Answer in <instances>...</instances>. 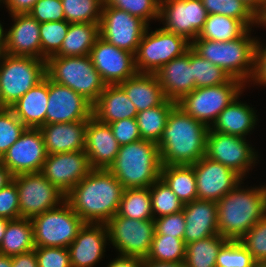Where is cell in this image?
Instances as JSON below:
<instances>
[{"label":"cell","mask_w":266,"mask_h":267,"mask_svg":"<svg viewBox=\"0 0 266 267\" xmlns=\"http://www.w3.org/2000/svg\"><path fill=\"white\" fill-rule=\"evenodd\" d=\"M124 188L108 169H92L65 196L85 222L106 224L118 212Z\"/></svg>","instance_id":"6da1fadb"},{"label":"cell","mask_w":266,"mask_h":267,"mask_svg":"<svg viewBox=\"0 0 266 267\" xmlns=\"http://www.w3.org/2000/svg\"><path fill=\"white\" fill-rule=\"evenodd\" d=\"M210 127L175 106L157 143L162 165H192L206 154Z\"/></svg>","instance_id":"7a4b0ae2"},{"label":"cell","mask_w":266,"mask_h":267,"mask_svg":"<svg viewBox=\"0 0 266 267\" xmlns=\"http://www.w3.org/2000/svg\"><path fill=\"white\" fill-rule=\"evenodd\" d=\"M241 184L216 202L218 231L228 240H240L266 216V185L244 189Z\"/></svg>","instance_id":"3957f363"},{"label":"cell","mask_w":266,"mask_h":267,"mask_svg":"<svg viewBox=\"0 0 266 267\" xmlns=\"http://www.w3.org/2000/svg\"><path fill=\"white\" fill-rule=\"evenodd\" d=\"M248 29L240 38L227 42L195 39L191 49L203 59L220 67L231 78L251 82L255 69V50L258 39L251 37Z\"/></svg>","instance_id":"277c9868"},{"label":"cell","mask_w":266,"mask_h":267,"mask_svg":"<svg viewBox=\"0 0 266 267\" xmlns=\"http://www.w3.org/2000/svg\"><path fill=\"white\" fill-rule=\"evenodd\" d=\"M161 168L157 143L141 139L120 146L108 170L127 189L151 187L160 178Z\"/></svg>","instance_id":"5b68a950"},{"label":"cell","mask_w":266,"mask_h":267,"mask_svg":"<svg viewBox=\"0 0 266 267\" xmlns=\"http://www.w3.org/2000/svg\"><path fill=\"white\" fill-rule=\"evenodd\" d=\"M46 75L54 82L67 86L94 104L106 83L87 56H51L46 60Z\"/></svg>","instance_id":"8992f818"},{"label":"cell","mask_w":266,"mask_h":267,"mask_svg":"<svg viewBox=\"0 0 266 267\" xmlns=\"http://www.w3.org/2000/svg\"><path fill=\"white\" fill-rule=\"evenodd\" d=\"M35 247H64L77 237L85 222L65 200L59 206L31 219Z\"/></svg>","instance_id":"52a82bcc"},{"label":"cell","mask_w":266,"mask_h":267,"mask_svg":"<svg viewBox=\"0 0 266 267\" xmlns=\"http://www.w3.org/2000/svg\"><path fill=\"white\" fill-rule=\"evenodd\" d=\"M45 76V60L5 53L0 64V90L4 105L10 108Z\"/></svg>","instance_id":"ba28073f"},{"label":"cell","mask_w":266,"mask_h":267,"mask_svg":"<svg viewBox=\"0 0 266 267\" xmlns=\"http://www.w3.org/2000/svg\"><path fill=\"white\" fill-rule=\"evenodd\" d=\"M245 87L242 81L231 78L218 86L195 88L177 102V106L195 120L211 127L219 114L236 97L241 96Z\"/></svg>","instance_id":"9c48e42d"},{"label":"cell","mask_w":266,"mask_h":267,"mask_svg":"<svg viewBox=\"0 0 266 267\" xmlns=\"http://www.w3.org/2000/svg\"><path fill=\"white\" fill-rule=\"evenodd\" d=\"M148 29L149 26L134 55L138 73H155L164 64L183 56L191 48V42L181 35L168 32L163 28L149 33Z\"/></svg>","instance_id":"30bf717a"},{"label":"cell","mask_w":266,"mask_h":267,"mask_svg":"<svg viewBox=\"0 0 266 267\" xmlns=\"http://www.w3.org/2000/svg\"><path fill=\"white\" fill-rule=\"evenodd\" d=\"M108 241L118 254L145 259L155 234L154 219L137 220L116 214L106 224Z\"/></svg>","instance_id":"8fae6325"},{"label":"cell","mask_w":266,"mask_h":267,"mask_svg":"<svg viewBox=\"0 0 266 267\" xmlns=\"http://www.w3.org/2000/svg\"><path fill=\"white\" fill-rule=\"evenodd\" d=\"M13 180L18 189L20 218L32 219L65 201L66 195L41 172L18 174Z\"/></svg>","instance_id":"7c38bea8"},{"label":"cell","mask_w":266,"mask_h":267,"mask_svg":"<svg viewBox=\"0 0 266 267\" xmlns=\"http://www.w3.org/2000/svg\"><path fill=\"white\" fill-rule=\"evenodd\" d=\"M206 157L229 167L245 178L258 155L246 138L213 131L207 134ZM247 172V173H246Z\"/></svg>","instance_id":"4fadbf2b"},{"label":"cell","mask_w":266,"mask_h":267,"mask_svg":"<svg viewBox=\"0 0 266 267\" xmlns=\"http://www.w3.org/2000/svg\"><path fill=\"white\" fill-rule=\"evenodd\" d=\"M148 25L126 11L103 6L99 22L100 37L108 43L135 55Z\"/></svg>","instance_id":"5bb4252c"},{"label":"cell","mask_w":266,"mask_h":267,"mask_svg":"<svg viewBox=\"0 0 266 267\" xmlns=\"http://www.w3.org/2000/svg\"><path fill=\"white\" fill-rule=\"evenodd\" d=\"M208 13L201 0H160L163 29L192 42L202 30Z\"/></svg>","instance_id":"9a60e30c"},{"label":"cell","mask_w":266,"mask_h":267,"mask_svg":"<svg viewBox=\"0 0 266 267\" xmlns=\"http://www.w3.org/2000/svg\"><path fill=\"white\" fill-rule=\"evenodd\" d=\"M47 157L43 135L39 128H26L7 150L0 162L13 176L40 172Z\"/></svg>","instance_id":"2e32d148"},{"label":"cell","mask_w":266,"mask_h":267,"mask_svg":"<svg viewBox=\"0 0 266 267\" xmlns=\"http://www.w3.org/2000/svg\"><path fill=\"white\" fill-rule=\"evenodd\" d=\"M93 116V104L71 88L48 77L46 124L88 121Z\"/></svg>","instance_id":"e0dca14e"},{"label":"cell","mask_w":266,"mask_h":267,"mask_svg":"<svg viewBox=\"0 0 266 267\" xmlns=\"http://www.w3.org/2000/svg\"><path fill=\"white\" fill-rule=\"evenodd\" d=\"M92 170L84 150L49 154L41 173L63 194H67Z\"/></svg>","instance_id":"ac0fdd59"},{"label":"cell","mask_w":266,"mask_h":267,"mask_svg":"<svg viewBox=\"0 0 266 267\" xmlns=\"http://www.w3.org/2000/svg\"><path fill=\"white\" fill-rule=\"evenodd\" d=\"M192 166L195 172L198 200L217 202L244 180L234 170L206 156Z\"/></svg>","instance_id":"d6986e66"},{"label":"cell","mask_w":266,"mask_h":267,"mask_svg":"<svg viewBox=\"0 0 266 267\" xmlns=\"http://www.w3.org/2000/svg\"><path fill=\"white\" fill-rule=\"evenodd\" d=\"M90 57L106 85H117L137 73L134 54L119 49L101 37L94 43Z\"/></svg>","instance_id":"ffe728a7"},{"label":"cell","mask_w":266,"mask_h":267,"mask_svg":"<svg viewBox=\"0 0 266 267\" xmlns=\"http://www.w3.org/2000/svg\"><path fill=\"white\" fill-rule=\"evenodd\" d=\"M108 239L105 224L85 223L68 251L72 267H94L103 257Z\"/></svg>","instance_id":"44dd1931"},{"label":"cell","mask_w":266,"mask_h":267,"mask_svg":"<svg viewBox=\"0 0 266 267\" xmlns=\"http://www.w3.org/2000/svg\"><path fill=\"white\" fill-rule=\"evenodd\" d=\"M119 148L109 124L99 122L93 116L88 119L84 151L92 169H109Z\"/></svg>","instance_id":"7402d4cb"},{"label":"cell","mask_w":266,"mask_h":267,"mask_svg":"<svg viewBox=\"0 0 266 267\" xmlns=\"http://www.w3.org/2000/svg\"><path fill=\"white\" fill-rule=\"evenodd\" d=\"M155 75L167 100L179 102L185 95L195 89L192 72V49L183 56L164 64Z\"/></svg>","instance_id":"603a6c76"},{"label":"cell","mask_w":266,"mask_h":267,"mask_svg":"<svg viewBox=\"0 0 266 267\" xmlns=\"http://www.w3.org/2000/svg\"><path fill=\"white\" fill-rule=\"evenodd\" d=\"M14 24L5 32V53L41 59L40 23L30 14H13Z\"/></svg>","instance_id":"cb8c5ba5"},{"label":"cell","mask_w":266,"mask_h":267,"mask_svg":"<svg viewBox=\"0 0 266 267\" xmlns=\"http://www.w3.org/2000/svg\"><path fill=\"white\" fill-rule=\"evenodd\" d=\"M182 210L185 218V244L219 234L215 201L197 199L184 204Z\"/></svg>","instance_id":"d4e9b609"},{"label":"cell","mask_w":266,"mask_h":267,"mask_svg":"<svg viewBox=\"0 0 266 267\" xmlns=\"http://www.w3.org/2000/svg\"><path fill=\"white\" fill-rule=\"evenodd\" d=\"M88 121L44 124L39 129L43 135L47 155L85 150Z\"/></svg>","instance_id":"484cf974"},{"label":"cell","mask_w":266,"mask_h":267,"mask_svg":"<svg viewBox=\"0 0 266 267\" xmlns=\"http://www.w3.org/2000/svg\"><path fill=\"white\" fill-rule=\"evenodd\" d=\"M137 114L136 107L118 84L106 85L93 104V117L105 124L136 118Z\"/></svg>","instance_id":"4316f807"},{"label":"cell","mask_w":266,"mask_h":267,"mask_svg":"<svg viewBox=\"0 0 266 267\" xmlns=\"http://www.w3.org/2000/svg\"><path fill=\"white\" fill-rule=\"evenodd\" d=\"M48 103V76L29 89L10 109L27 128L46 124Z\"/></svg>","instance_id":"83f0119b"},{"label":"cell","mask_w":266,"mask_h":267,"mask_svg":"<svg viewBox=\"0 0 266 267\" xmlns=\"http://www.w3.org/2000/svg\"><path fill=\"white\" fill-rule=\"evenodd\" d=\"M137 111L163 104L167 98L155 73H136L131 78L118 84Z\"/></svg>","instance_id":"f1b7e54d"},{"label":"cell","mask_w":266,"mask_h":267,"mask_svg":"<svg viewBox=\"0 0 266 267\" xmlns=\"http://www.w3.org/2000/svg\"><path fill=\"white\" fill-rule=\"evenodd\" d=\"M236 97L218 116L210 127L213 131L246 138L257 125L254 108L238 101ZM257 117V118H256Z\"/></svg>","instance_id":"f546056e"},{"label":"cell","mask_w":266,"mask_h":267,"mask_svg":"<svg viewBox=\"0 0 266 267\" xmlns=\"http://www.w3.org/2000/svg\"><path fill=\"white\" fill-rule=\"evenodd\" d=\"M99 37V23H71L60 50L54 56L90 55Z\"/></svg>","instance_id":"4dcf8cb0"},{"label":"cell","mask_w":266,"mask_h":267,"mask_svg":"<svg viewBox=\"0 0 266 267\" xmlns=\"http://www.w3.org/2000/svg\"><path fill=\"white\" fill-rule=\"evenodd\" d=\"M34 234L31 219L9 220L2 242L0 254L15 256L34 250Z\"/></svg>","instance_id":"1f68e13d"},{"label":"cell","mask_w":266,"mask_h":267,"mask_svg":"<svg viewBox=\"0 0 266 267\" xmlns=\"http://www.w3.org/2000/svg\"><path fill=\"white\" fill-rule=\"evenodd\" d=\"M160 177L183 205L197 200V185L192 165H162Z\"/></svg>","instance_id":"d6a6232c"},{"label":"cell","mask_w":266,"mask_h":267,"mask_svg":"<svg viewBox=\"0 0 266 267\" xmlns=\"http://www.w3.org/2000/svg\"><path fill=\"white\" fill-rule=\"evenodd\" d=\"M177 103L166 100L163 104L138 112L136 116L141 139L158 143L167 118Z\"/></svg>","instance_id":"836d02e7"},{"label":"cell","mask_w":266,"mask_h":267,"mask_svg":"<svg viewBox=\"0 0 266 267\" xmlns=\"http://www.w3.org/2000/svg\"><path fill=\"white\" fill-rule=\"evenodd\" d=\"M228 241L220 234L186 244V267H216V258L222 246Z\"/></svg>","instance_id":"e575fe53"},{"label":"cell","mask_w":266,"mask_h":267,"mask_svg":"<svg viewBox=\"0 0 266 267\" xmlns=\"http://www.w3.org/2000/svg\"><path fill=\"white\" fill-rule=\"evenodd\" d=\"M248 28L240 21L224 15H208L196 39L227 42L240 38Z\"/></svg>","instance_id":"d590c367"},{"label":"cell","mask_w":266,"mask_h":267,"mask_svg":"<svg viewBox=\"0 0 266 267\" xmlns=\"http://www.w3.org/2000/svg\"><path fill=\"white\" fill-rule=\"evenodd\" d=\"M117 214L130 219H154L150 187L124 189Z\"/></svg>","instance_id":"8d00e7d4"},{"label":"cell","mask_w":266,"mask_h":267,"mask_svg":"<svg viewBox=\"0 0 266 267\" xmlns=\"http://www.w3.org/2000/svg\"><path fill=\"white\" fill-rule=\"evenodd\" d=\"M208 15H224L240 20L248 29L258 24V16L241 0H201Z\"/></svg>","instance_id":"74e56055"},{"label":"cell","mask_w":266,"mask_h":267,"mask_svg":"<svg viewBox=\"0 0 266 267\" xmlns=\"http://www.w3.org/2000/svg\"><path fill=\"white\" fill-rule=\"evenodd\" d=\"M185 249L183 238L154 234L146 259L156 262H184Z\"/></svg>","instance_id":"f35d334b"},{"label":"cell","mask_w":266,"mask_h":267,"mask_svg":"<svg viewBox=\"0 0 266 267\" xmlns=\"http://www.w3.org/2000/svg\"><path fill=\"white\" fill-rule=\"evenodd\" d=\"M68 23H99L104 0H61Z\"/></svg>","instance_id":"ab89813d"},{"label":"cell","mask_w":266,"mask_h":267,"mask_svg":"<svg viewBox=\"0 0 266 267\" xmlns=\"http://www.w3.org/2000/svg\"><path fill=\"white\" fill-rule=\"evenodd\" d=\"M150 193L154 219L182 211V202L161 177L152 184Z\"/></svg>","instance_id":"60d3db41"},{"label":"cell","mask_w":266,"mask_h":267,"mask_svg":"<svg viewBox=\"0 0 266 267\" xmlns=\"http://www.w3.org/2000/svg\"><path fill=\"white\" fill-rule=\"evenodd\" d=\"M192 72L195 88L218 86L227 83L231 77L220 67L203 59L192 50Z\"/></svg>","instance_id":"b9f144b4"},{"label":"cell","mask_w":266,"mask_h":267,"mask_svg":"<svg viewBox=\"0 0 266 267\" xmlns=\"http://www.w3.org/2000/svg\"><path fill=\"white\" fill-rule=\"evenodd\" d=\"M70 23L65 20L40 23L41 59L47 60L61 48Z\"/></svg>","instance_id":"7bdbcfd3"},{"label":"cell","mask_w":266,"mask_h":267,"mask_svg":"<svg viewBox=\"0 0 266 267\" xmlns=\"http://www.w3.org/2000/svg\"><path fill=\"white\" fill-rule=\"evenodd\" d=\"M256 264L240 240H228L216 258V267H254Z\"/></svg>","instance_id":"ee69618b"},{"label":"cell","mask_w":266,"mask_h":267,"mask_svg":"<svg viewBox=\"0 0 266 267\" xmlns=\"http://www.w3.org/2000/svg\"><path fill=\"white\" fill-rule=\"evenodd\" d=\"M103 6L114 7L142 19L148 26L151 19L159 20L160 0H104Z\"/></svg>","instance_id":"f6af8a7d"},{"label":"cell","mask_w":266,"mask_h":267,"mask_svg":"<svg viewBox=\"0 0 266 267\" xmlns=\"http://www.w3.org/2000/svg\"><path fill=\"white\" fill-rule=\"evenodd\" d=\"M26 128L10 108L0 110V159Z\"/></svg>","instance_id":"bcb514c9"},{"label":"cell","mask_w":266,"mask_h":267,"mask_svg":"<svg viewBox=\"0 0 266 267\" xmlns=\"http://www.w3.org/2000/svg\"><path fill=\"white\" fill-rule=\"evenodd\" d=\"M257 263H266V216L240 239Z\"/></svg>","instance_id":"7dc6e473"},{"label":"cell","mask_w":266,"mask_h":267,"mask_svg":"<svg viewBox=\"0 0 266 267\" xmlns=\"http://www.w3.org/2000/svg\"><path fill=\"white\" fill-rule=\"evenodd\" d=\"M38 267H72L68 248L35 247Z\"/></svg>","instance_id":"c3c4849f"},{"label":"cell","mask_w":266,"mask_h":267,"mask_svg":"<svg viewBox=\"0 0 266 267\" xmlns=\"http://www.w3.org/2000/svg\"><path fill=\"white\" fill-rule=\"evenodd\" d=\"M28 14L39 23L65 20L61 0H38Z\"/></svg>","instance_id":"681fc988"},{"label":"cell","mask_w":266,"mask_h":267,"mask_svg":"<svg viewBox=\"0 0 266 267\" xmlns=\"http://www.w3.org/2000/svg\"><path fill=\"white\" fill-rule=\"evenodd\" d=\"M0 217L9 220L20 218L19 195L14 180L0 190Z\"/></svg>","instance_id":"f907efd6"},{"label":"cell","mask_w":266,"mask_h":267,"mask_svg":"<svg viewBox=\"0 0 266 267\" xmlns=\"http://www.w3.org/2000/svg\"><path fill=\"white\" fill-rule=\"evenodd\" d=\"M155 234L168 235L183 238L185 232V218L183 210L170 215H164L154 219Z\"/></svg>","instance_id":"816d5d0a"},{"label":"cell","mask_w":266,"mask_h":267,"mask_svg":"<svg viewBox=\"0 0 266 267\" xmlns=\"http://www.w3.org/2000/svg\"><path fill=\"white\" fill-rule=\"evenodd\" d=\"M109 126L120 146L141 140L136 118L119 120Z\"/></svg>","instance_id":"f5cc1de1"},{"label":"cell","mask_w":266,"mask_h":267,"mask_svg":"<svg viewBox=\"0 0 266 267\" xmlns=\"http://www.w3.org/2000/svg\"><path fill=\"white\" fill-rule=\"evenodd\" d=\"M260 43L258 40L255 50V69L251 82L266 86V46L263 47Z\"/></svg>","instance_id":"db71d44e"},{"label":"cell","mask_w":266,"mask_h":267,"mask_svg":"<svg viewBox=\"0 0 266 267\" xmlns=\"http://www.w3.org/2000/svg\"><path fill=\"white\" fill-rule=\"evenodd\" d=\"M38 0H3L1 3L5 4L10 15L13 14H27Z\"/></svg>","instance_id":"11a10c76"},{"label":"cell","mask_w":266,"mask_h":267,"mask_svg":"<svg viewBox=\"0 0 266 267\" xmlns=\"http://www.w3.org/2000/svg\"><path fill=\"white\" fill-rule=\"evenodd\" d=\"M12 267H38L35 250L11 257Z\"/></svg>","instance_id":"9f6ffc18"},{"label":"cell","mask_w":266,"mask_h":267,"mask_svg":"<svg viewBox=\"0 0 266 267\" xmlns=\"http://www.w3.org/2000/svg\"><path fill=\"white\" fill-rule=\"evenodd\" d=\"M141 258L120 255L109 262L107 267H141Z\"/></svg>","instance_id":"6f0895ef"},{"label":"cell","mask_w":266,"mask_h":267,"mask_svg":"<svg viewBox=\"0 0 266 267\" xmlns=\"http://www.w3.org/2000/svg\"><path fill=\"white\" fill-rule=\"evenodd\" d=\"M141 267H186L185 262H156L153 260L142 259Z\"/></svg>","instance_id":"680465c9"},{"label":"cell","mask_w":266,"mask_h":267,"mask_svg":"<svg viewBox=\"0 0 266 267\" xmlns=\"http://www.w3.org/2000/svg\"><path fill=\"white\" fill-rule=\"evenodd\" d=\"M243 1L257 16H259L266 7V0H241Z\"/></svg>","instance_id":"91938a15"},{"label":"cell","mask_w":266,"mask_h":267,"mask_svg":"<svg viewBox=\"0 0 266 267\" xmlns=\"http://www.w3.org/2000/svg\"><path fill=\"white\" fill-rule=\"evenodd\" d=\"M13 180L11 172L0 162V190Z\"/></svg>","instance_id":"94428289"},{"label":"cell","mask_w":266,"mask_h":267,"mask_svg":"<svg viewBox=\"0 0 266 267\" xmlns=\"http://www.w3.org/2000/svg\"><path fill=\"white\" fill-rule=\"evenodd\" d=\"M9 219L0 217V244L2 242Z\"/></svg>","instance_id":"6125c7cd"},{"label":"cell","mask_w":266,"mask_h":267,"mask_svg":"<svg viewBox=\"0 0 266 267\" xmlns=\"http://www.w3.org/2000/svg\"><path fill=\"white\" fill-rule=\"evenodd\" d=\"M0 267H12L11 257L0 254Z\"/></svg>","instance_id":"be15d7a7"},{"label":"cell","mask_w":266,"mask_h":267,"mask_svg":"<svg viewBox=\"0 0 266 267\" xmlns=\"http://www.w3.org/2000/svg\"><path fill=\"white\" fill-rule=\"evenodd\" d=\"M258 25L266 26V7L264 11L258 16Z\"/></svg>","instance_id":"e7e4bbea"},{"label":"cell","mask_w":266,"mask_h":267,"mask_svg":"<svg viewBox=\"0 0 266 267\" xmlns=\"http://www.w3.org/2000/svg\"><path fill=\"white\" fill-rule=\"evenodd\" d=\"M5 54V42H0V64Z\"/></svg>","instance_id":"03108f58"},{"label":"cell","mask_w":266,"mask_h":267,"mask_svg":"<svg viewBox=\"0 0 266 267\" xmlns=\"http://www.w3.org/2000/svg\"><path fill=\"white\" fill-rule=\"evenodd\" d=\"M3 25L0 23V42H5V33Z\"/></svg>","instance_id":"003e7915"},{"label":"cell","mask_w":266,"mask_h":267,"mask_svg":"<svg viewBox=\"0 0 266 267\" xmlns=\"http://www.w3.org/2000/svg\"><path fill=\"white\" fill-rule=\"evenodd\" d=\"M7 107L4 105L3 103V99H2V96H1V90H0V110L2 109H6Z\"/></svg>","instance_id":"a7ac6f4b"},{"label":"cell","mask_w":266,"mask_h":267,"mask_svg":"<svg viewBox=\"0 0 266 267\" xmlns=\"http://www.w3.org/2000/svg\"><path fill=\"white\" fill-rule=\"evenodd\" d=\"M254 267H266V263H257Z\"/></svg>","instance_id":"89a4df30"}]
</instances>
